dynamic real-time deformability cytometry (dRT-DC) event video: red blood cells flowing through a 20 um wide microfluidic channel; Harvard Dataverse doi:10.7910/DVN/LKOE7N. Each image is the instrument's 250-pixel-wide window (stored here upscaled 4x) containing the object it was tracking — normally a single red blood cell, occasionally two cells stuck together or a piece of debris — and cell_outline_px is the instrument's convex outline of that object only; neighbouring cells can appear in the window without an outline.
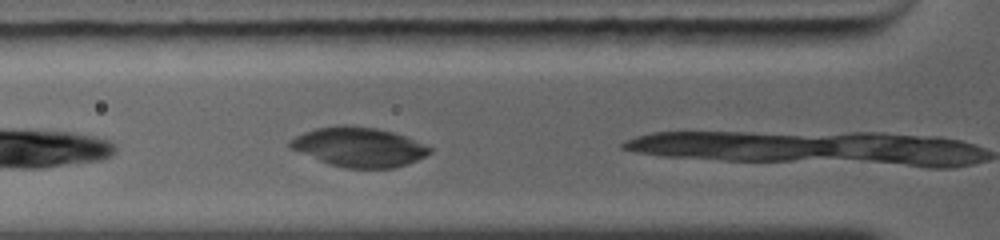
{"species": "common noctule bat (a hibernating species)", "species_latin": "Nyctalus noctula", "temperature_condition": "warm", "stored_images_in_passage": 5, "camera_frame_rate_fps": 5000, "um_per_image_px": 0.085, "animal": {"sex": "female", "body_mass_g": 19.0, "forearm_length_mm": 56.7}, "frame": {"image": 1, "passage_image": 2, "time_ms": 0.8, "image_size_px": [1000, 240], "cell_outline_px": [[432, 152], [416, 160], [392, 168], [344, 168], [328, 164], [288, 148], [288, 140], [304, 132], [316, 128], [344, 124], [376, 128], [392, 132], [404, 136], [424, 144], [432, 148]], "centroid_in_image_um": [30.45, 12.49], "position_along_channel_um": 95.4, "area_um2": 32.08}}
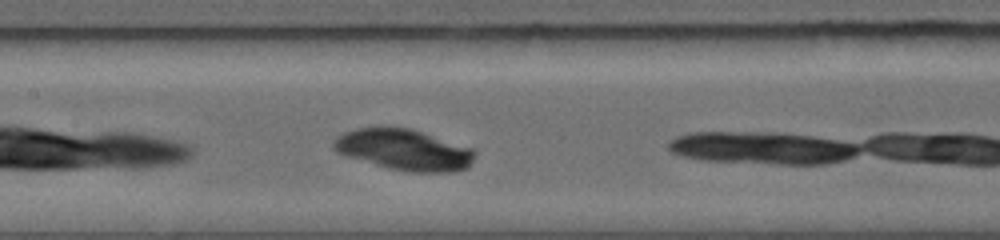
{"frame": {"image": 2, "passage_image": 5, "time_ms": 2.6, "image_size_px": [1000, 240], "cell_outline_px": [[476, 156], [468, 168], [452, 172], [412, 172], [388, 168], [348, 156], [336, 152], [332, 148], [332, 140], [336, 136], [344, 132], [356, 128], [408, 128], [472, 148], [476, 152]], "centroid_in_image_um": [34.34, 12.74], "position_along_channel_um": 173.1, "area_um2": 33.47}}